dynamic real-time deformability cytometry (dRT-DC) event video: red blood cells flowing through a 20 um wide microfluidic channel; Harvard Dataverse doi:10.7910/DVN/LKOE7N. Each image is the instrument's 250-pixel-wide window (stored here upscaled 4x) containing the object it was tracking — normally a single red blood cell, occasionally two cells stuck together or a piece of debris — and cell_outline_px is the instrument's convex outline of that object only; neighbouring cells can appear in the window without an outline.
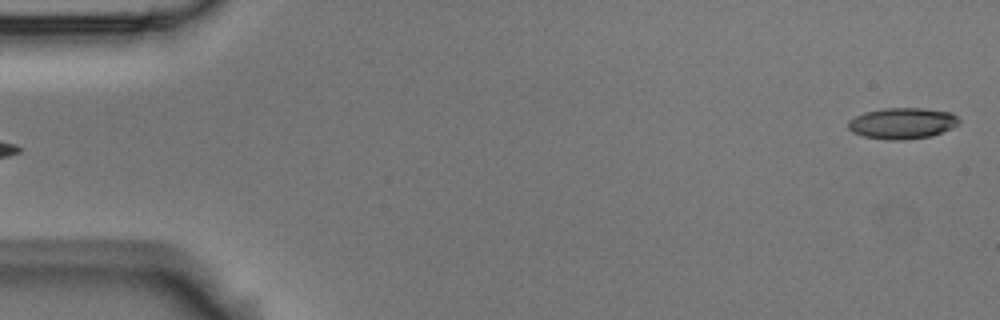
{"species": "Egyptian fruit bat (a non-hibernating species)", "species_latin": "Rousettus aegyptiacus", "temperature_condition": "room temperature", "stored_images_in_passage": 5, "camera_frame_rate_fps": 3000, "um_per_image_px": 0.085, "animal": {"sex": "male"}, "frame": {"image": 1, "passage_image": 1, "time_ms": 0.0, "image_size_px": [1000, 320], "cell_outline_px": [[960, 124], [952, 128], [932, 136], [900, 140], [888, 140], [864, 136], [852, 132], [848, 128], [848, 120], [864, 112], [884, 108], [924, 108], [952, 112], [960, 120]], "centroid_in_image_um": [76.71, 10.47], "position_along_channel_um": 8.3, "area_um2": 20.23}}
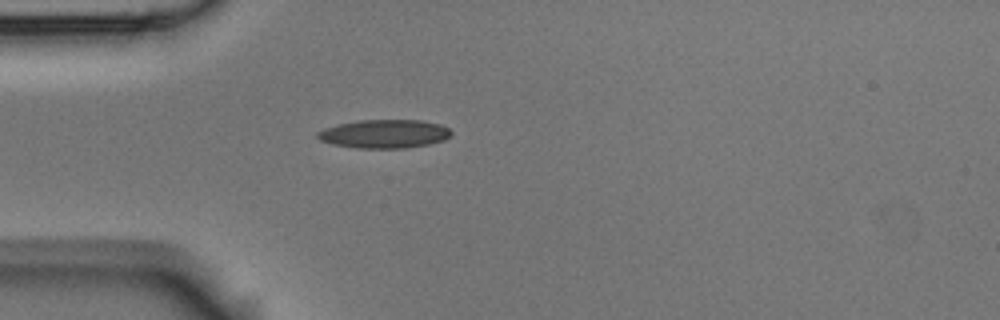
{"frame": {"image": 2, "passage_image": 5, "time_ms": 1.333, "image_size_px": [1000, 320], "cell_outline_px": [[452, 136], [444, 140], [428, 144], [404, 148], [356, 148], [332, 144], [320, 140], [316, 136], [316, 132], [324, 128], [340, 124], [360, 120], [420, 120], [440, 124], [448, 128], [452, 132]], "centroid_in_image_um": [32.67, 11.38], "position_along_channel_um": 52.3, "area_um2": 22.25}}